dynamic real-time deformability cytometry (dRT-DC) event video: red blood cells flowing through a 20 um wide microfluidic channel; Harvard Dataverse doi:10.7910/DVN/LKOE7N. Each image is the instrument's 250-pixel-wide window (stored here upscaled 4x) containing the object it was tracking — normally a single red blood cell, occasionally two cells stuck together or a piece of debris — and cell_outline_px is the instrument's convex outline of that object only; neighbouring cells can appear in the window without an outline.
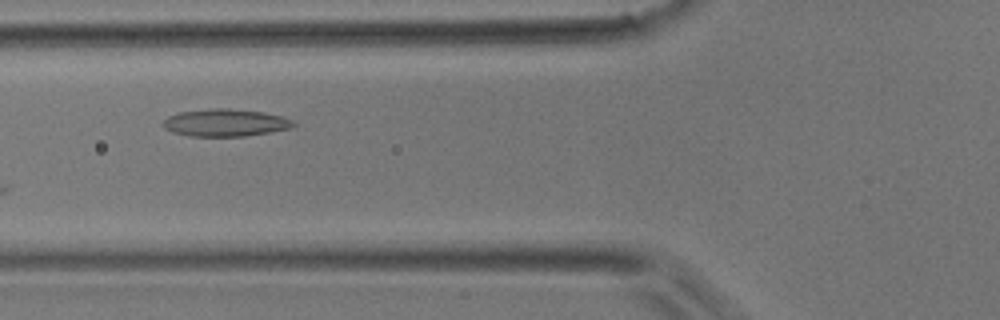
{"species": "common noctule bat (a hibernating species)", "species_latin": "Nyctalus noctula", "temperature_condition": "room temperature", "stored_images_in_passage": 5, "camera_frame_rate_fps": 3000, "um_per_image_px": 0.085, "animal": {"sex": "male", "body_mass_g": 17.9}, "frame": {"image": 1, "passage_image": 4, "time_ms": 1.0, "image_size_px": [1000, 320], "cell_outline_px": [[296, 124], [292, 128], [244, 136], [188, 136], [172, 132], [164, 128], [164, 120], [168, 116], [180, 112], [212, 108], [228, 108], [264, 112], [280, 116], [292, 120]], "centroid_in_image_um": [19.15, 10.43], "position_along_channel_um": 106.7, "area_um2": 20.69}}